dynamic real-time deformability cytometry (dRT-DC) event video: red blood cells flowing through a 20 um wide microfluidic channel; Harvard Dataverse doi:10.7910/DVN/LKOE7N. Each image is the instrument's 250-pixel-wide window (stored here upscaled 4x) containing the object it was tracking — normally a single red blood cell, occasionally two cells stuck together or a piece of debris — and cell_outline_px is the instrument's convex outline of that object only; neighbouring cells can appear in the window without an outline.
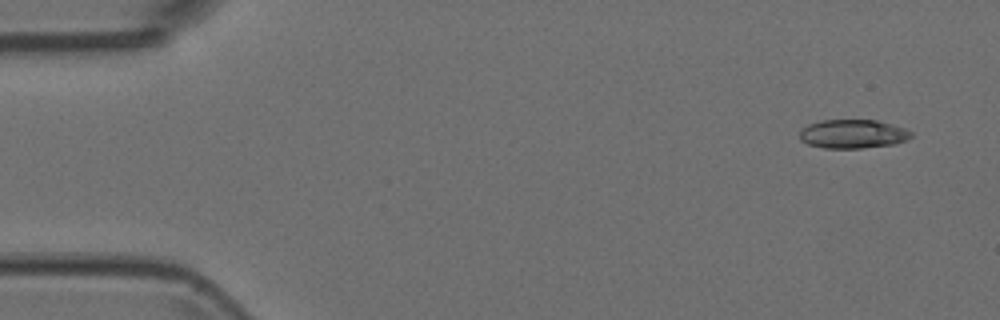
{"species": "Egyptian fruit bat (a non-hibernating species)", "species_latin": "Rousettus aegyptiacus", "temperature_condition": "room temperature", "stored_images_in_passage": 7, "camera_frame_rate_fps": 3000, "um_per_image_px": 0.085, "animal": {"sex": "female"}, "frame": {"image": 1, "passage_image": 1, "time_ms": 0.0, "image_size_px": [1000, 320], "cell_outline_px": [[912, 136], [896, 144], [860, 148], [824, 148], [808, 144], [800, 140], [800, 128], [808, 124], [824, 120], [876, 120], [904, 128], [912, 132]], "centroid_in_image_um": [72.46, 11.38], "position_along_channel_um": 12.5, "area_um2": 18.67}}
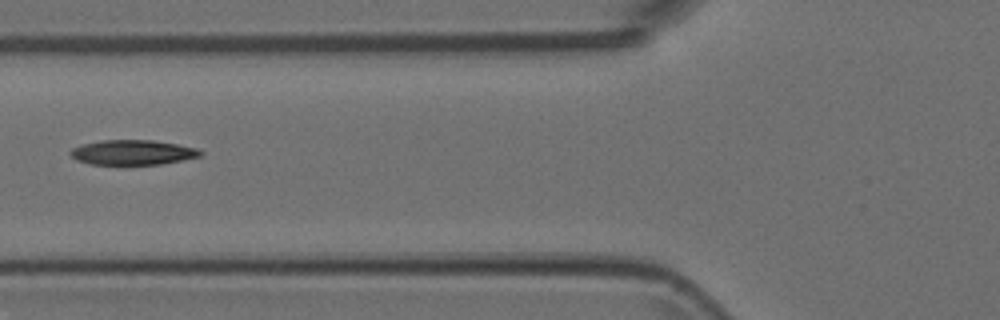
{"frame": {"image": 2, "passage_image": 6, "time_ms": 1.667, "image_size_px": [1000, 320], "cell_outline_px": [[204, 152], [200, 156], [160, 164], [88, 164], [76, 160], [68, 152], [72, 148], [84, 144], [100, 140], [152, 140], [176, 144], [196, 148]], "centroid_in_image_um": [11.24, 12.95], "position_along_channel_um": 114.6, "area_um2": 18.67}}
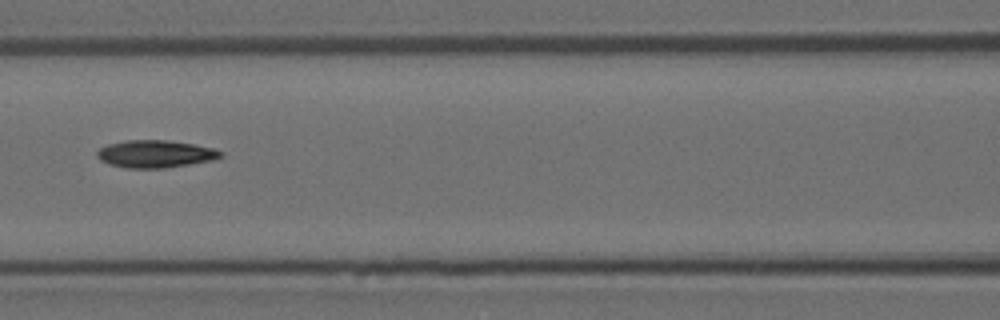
{"frame": {"image": 3, "passage_image": 7, "time_ms": 2.0, "image_size_px": [1000, 320], "cell_outline_px": [[224, 156], [212, 160], [164, 168], [128, 168], [112, 164], [100, 160], [96, 156], [96, 152], [100, 148], [108, 144], [124, 140], [164, 140], [192, 144], [212, 148], [224, 152]], "centroid_in_image_um": [13.2, 13.08], "position_along_channel_um": 153.4, "area_um2": 19.59}}